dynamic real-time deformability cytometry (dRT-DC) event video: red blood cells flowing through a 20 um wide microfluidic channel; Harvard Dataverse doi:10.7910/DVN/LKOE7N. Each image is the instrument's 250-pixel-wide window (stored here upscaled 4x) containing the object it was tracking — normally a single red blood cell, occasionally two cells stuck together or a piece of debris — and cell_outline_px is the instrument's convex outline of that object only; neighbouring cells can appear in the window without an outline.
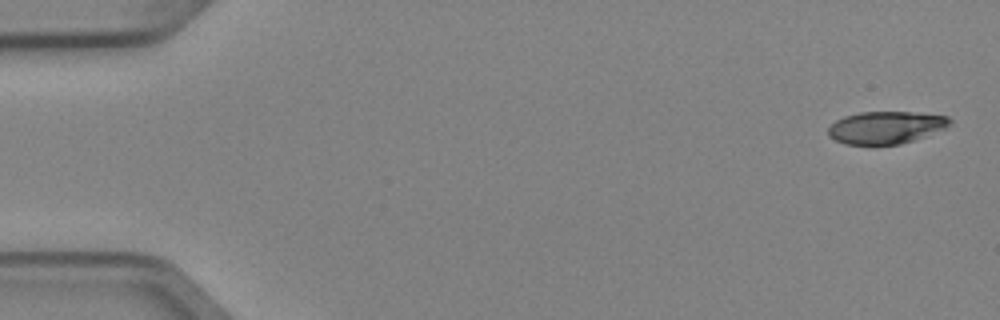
{"species": "Egyptian fruit bat (a non-hibernating species)", "species_latin": "Rousettus aegyptiacus", "temperature_condition": "cold", "stored_images_in_passage": 6, "camera_frame_rate_fps": 3000, "um_per_image_px": 0.085, "animal": {"sex": "female"}, "frame": {"image": 1, "passage_image": 1, "time_ms": 0.0, "image_size_px": [1000, 320], "cell_outline_px": [[952, 120], [944, 128], [912, 140], [900, 144], [844, 144], [828, 136], [828, 128], [836, 120], [844, 116], [860, 112], [912, 112], [948, 116]], "centroid_in_image_um": [75.25, 10.82], "position_along_channel_um": 9.8, "area_um2": 22.6}}
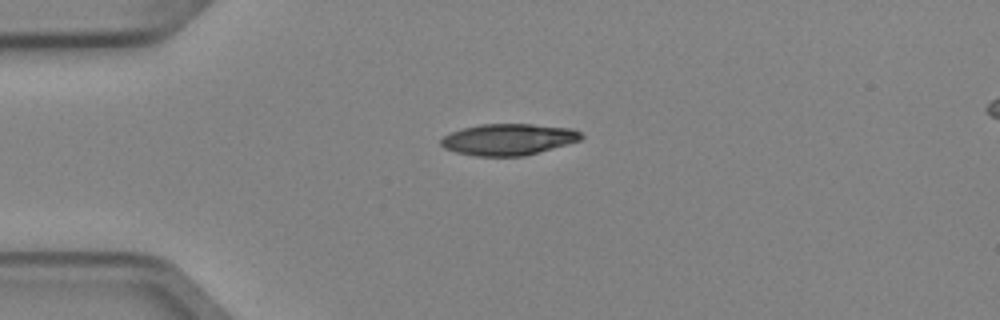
{"frame": {"image": 2, "passage_image": 4, "time_ms": 1.0, "image_size_px": [1000, 320], "cell_outline_px": [[584, 136], [580, 140], [524, 156], [476, 156], [456, 152], [444, 148], [440, 144], [440, 140], [444, 136], [452, 132], [464, 128], [480, 124], [532, 124], [572, 128], [580, 132]], "centroid_in_image_um": [43.2, 11.85], "position_along_channel_um": 41.8, "area_um2": 25.49}}
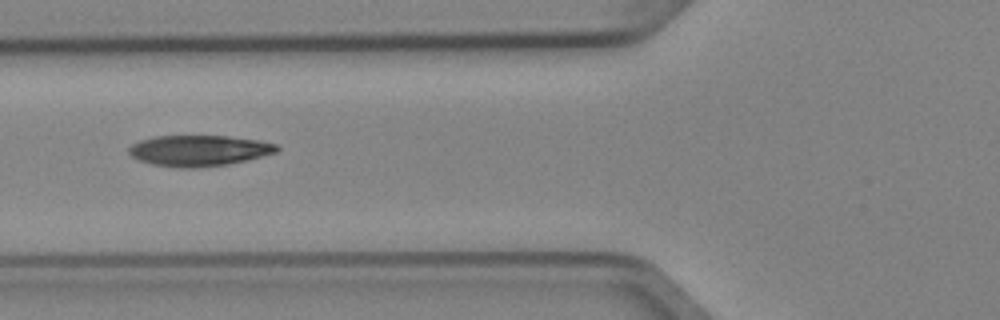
{"frame": {"image": 3, "passage_image": 6, "time_ms": 1.667, "image_size_px": [1000, 320], "cell_outline_px": [[280, 148], [276, 152], [228, 164], [196, 168], [176, 168], [152, 164], [140, 160], [132, 156], [128, 152], [128, 148], [132, 144], [140, 140], [152, 136], [228, 136], [260, 140], [276, 144]], "centroid_in_image_um": [16.88, 12.79], "position_along_channel_um": 108.9, "area_um2": 26.59}}